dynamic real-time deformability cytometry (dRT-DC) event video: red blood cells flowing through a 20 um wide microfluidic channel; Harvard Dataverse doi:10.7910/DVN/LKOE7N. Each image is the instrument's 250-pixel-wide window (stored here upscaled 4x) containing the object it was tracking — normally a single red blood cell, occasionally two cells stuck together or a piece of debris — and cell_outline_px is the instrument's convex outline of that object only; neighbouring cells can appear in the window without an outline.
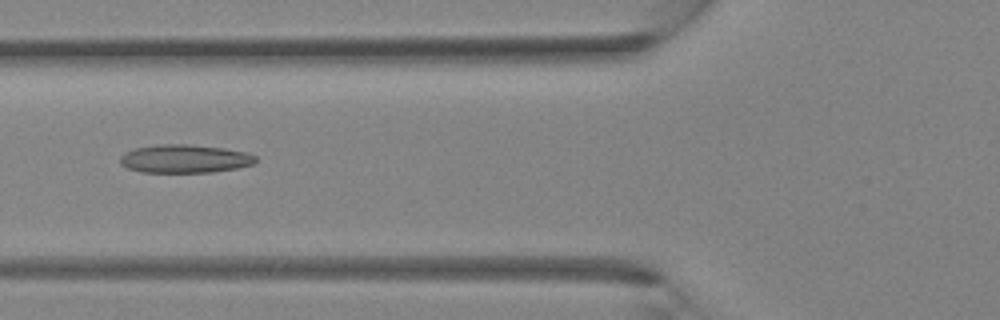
{"species": "Egyptian fruit bat (a non-hibernating species)", "species_latin": "Rousettus aegyptiacus", "temperature_condition": "room temperature", "stored_images_in_passage": 38, "camera_frame_rate_fps": 3000, "um_per_image_px": 0.085, "animal": {"sex": "female"}, "frame": {"image": 1, "passage_image": 15, "time_ms": 4.667, "image_size_px": [1000, 320], "cell_outline_px": [[256, 160], [252, 164], [236, 168], [212, 172], [140, 172], [128, 168], [120, 164], [120, 156], [124, 152], [136, 148], [156, 144], [188, 144], [224, 148], [244, 152], [256, 156]], "centroid_in_image_um": [15.66, 13.49], "position_along_channel_um": 110.1, "area_um2": 22.31}}
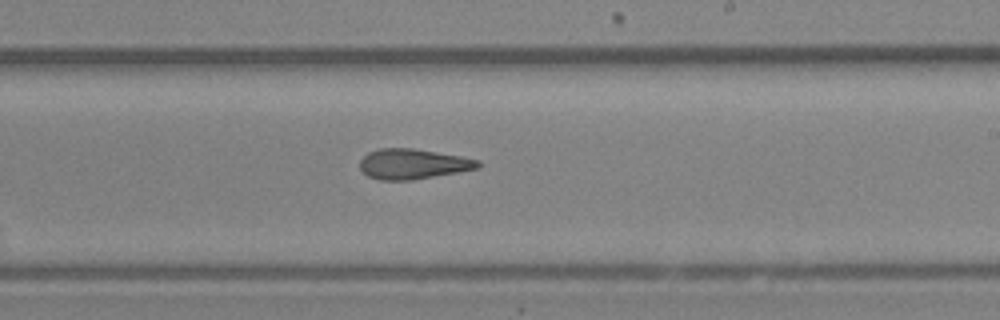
{"frame": {"image": 2, "passage_image": 23, "time_ms": 7.333, "image_size_px": [1000, 320], "cell_outline_px": [[480, 164], [476, 168], [456, 172], [412, 180], [380, 180], [368, 176], [360, 168], [360, 160], [368, 152], [380, 148], [412, 148], [460, 156], [480, 160]], "centroid_in_image_um": [35.06, 13.93], "position_along_channel_um": 253.9, "area_um2": 20.52}}
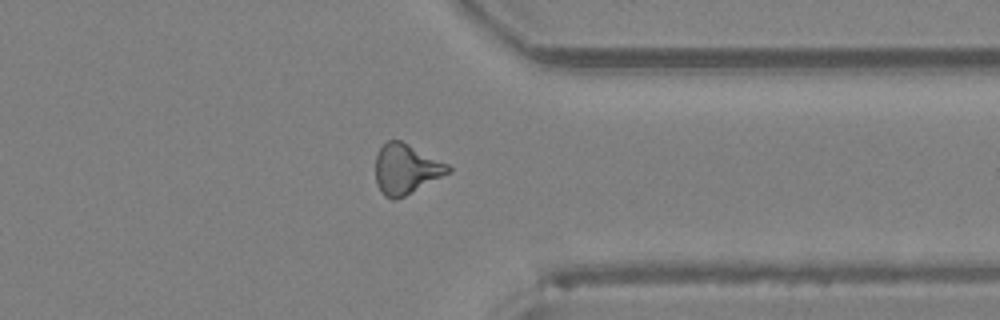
{"frame": {"image": 3, "passage_image": 30, "time_ms": 9.667, "image_size_px": [1000, 320], "cell_outline_px": [[452, 172], [396, 200], [392, 200], [384, 196], [380, 192], [376, 180], [376, 156], [380, 148], [388, 140], [400, 140], [448, 164], [452, 168]], "centroid_in_image_um": [34.51, 14.39], "position_along_channel_um": 376.9, "area_um2": 21.1}}